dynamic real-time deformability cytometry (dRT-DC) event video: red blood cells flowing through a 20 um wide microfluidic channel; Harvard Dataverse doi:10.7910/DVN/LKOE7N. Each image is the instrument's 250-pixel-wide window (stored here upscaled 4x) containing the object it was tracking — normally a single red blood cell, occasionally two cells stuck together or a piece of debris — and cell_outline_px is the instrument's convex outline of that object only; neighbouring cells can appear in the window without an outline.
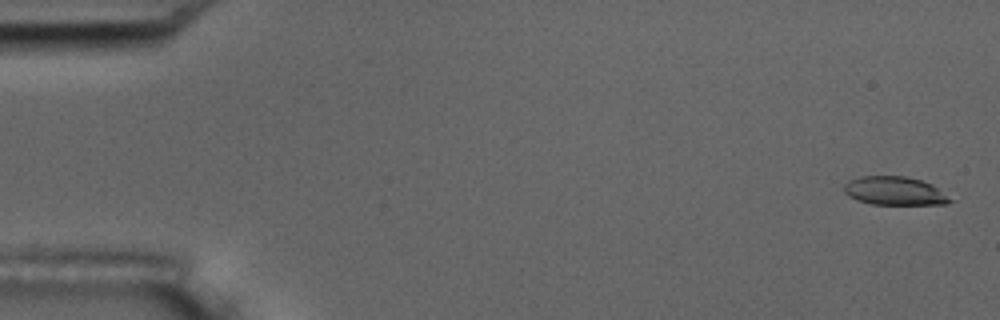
{"species": "common noctule bat (a hibernating species)", "species_latin": "Nyctalus noctula", "temperature_condition": "room temperature", "stored_images_in_passage": 6, "camera_frame_rate_fps": 3000, "um_per_image_px": 0.085, "animal": {"sex": "male", "body_mass_g": 17.5, "forearm_length_mm": 52.3}, "frame": {"image": 1, "passage_image": 1, "time_ms": 0.0, "image_size_px": [1000, 320], "cell_outline_px": [[952, 200], [948, 204], [872, 204], [856, 200], [848, 196], [844, 192], [844, 184], [848, 180], [860, 176], [904, 176], [920, 180], [932, 184]], "centroid_in_image_um": [75.99, 16.22], "position_along_channel_um": 9.0, "area_um2": 17.51}}